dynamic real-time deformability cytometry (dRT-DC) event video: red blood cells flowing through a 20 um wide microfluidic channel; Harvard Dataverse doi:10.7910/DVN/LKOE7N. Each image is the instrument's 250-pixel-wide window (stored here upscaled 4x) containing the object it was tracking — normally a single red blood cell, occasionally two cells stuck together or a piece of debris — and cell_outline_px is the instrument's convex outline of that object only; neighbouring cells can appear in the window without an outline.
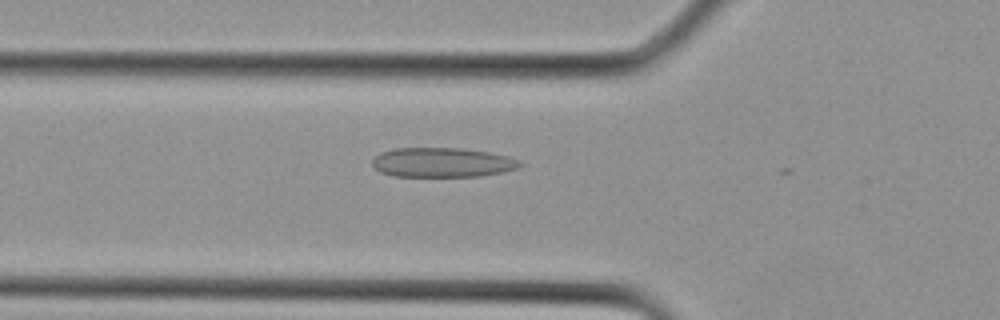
{"species": "Egyptian fruit bat (a non-hibernating species)", "species_latin": "Rousettus aegyptiacus", "temperature_condition": "cold", "stored_images_in_passage": 3, "camera_frame_rate_fps": 3000, "um_per_image_px": 0.085, "animal": {"sex": "female"}, "frame": {"image": 1, "passage_image": 2, "time_ms": 0.333, "image_size_px": [1000, 320], "cell_outline_px": [[524, 164], [520, 168], [480, 176], [392, 176], [380, 172], [372, 164], [372, 160], [380, 152], [396, 148], [460, 148], [488, 152], [508, 156]], "centroid_in_image_um": [37.58, 13.8], "position_along_channel_um": 88.2, "area_um2": 25.32}}